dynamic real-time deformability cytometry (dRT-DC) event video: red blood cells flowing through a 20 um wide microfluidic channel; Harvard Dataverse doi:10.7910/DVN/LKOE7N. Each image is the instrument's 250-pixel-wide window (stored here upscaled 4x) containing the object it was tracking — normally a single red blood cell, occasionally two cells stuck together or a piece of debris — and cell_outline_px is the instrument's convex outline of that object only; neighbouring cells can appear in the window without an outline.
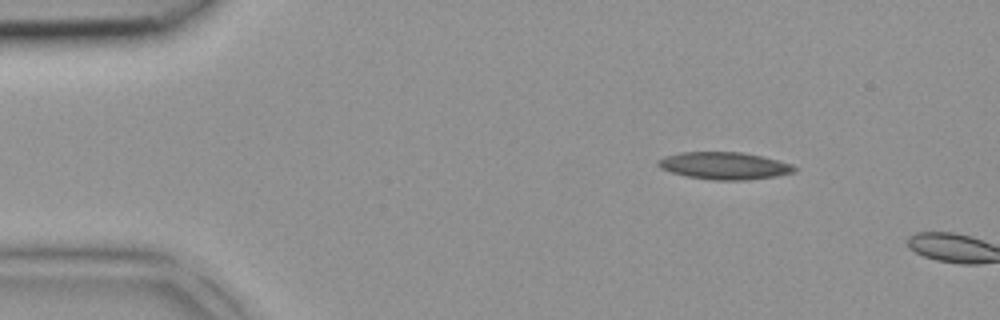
{"species": "common noctule bat (a hibernating species)", "species_latin": "Nyctalus noctula", "temperature_condition": "room temperature", "stored_images_in_passage": 2, "camera_frame_rate_fps": 3000, "um_per_image_px": 0.085, "animal": {"sex": "female", "body_mass_g": 18.4}, "frame": {"image": 1, "passage_image": 1, "time_ms": 0.0, "image_size_px": [1000, 320], "cell_outline_px": [[796, 168], [792, 172], [776, 176], [748, 180], [712, 180], [688, 176], [672, 172], [660, 168], [656, 164], [656, 160], [664, 156], [680, 152], [740, 152], [760, 156], [792, 164]], "centroid_in_image_um": [61.51, 14.08], "position_along_channel_um": 23.5, "area_um2": 21.5}}